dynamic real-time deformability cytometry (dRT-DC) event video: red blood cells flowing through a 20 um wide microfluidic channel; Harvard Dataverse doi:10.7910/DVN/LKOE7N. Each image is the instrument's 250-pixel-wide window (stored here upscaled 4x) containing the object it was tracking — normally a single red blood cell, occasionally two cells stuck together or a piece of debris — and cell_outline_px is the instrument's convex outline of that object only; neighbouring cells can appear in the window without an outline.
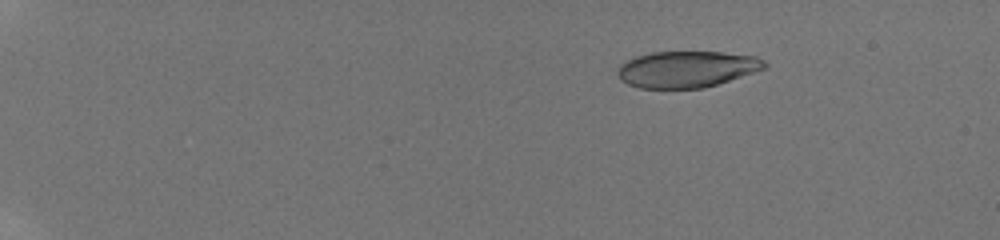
{"species": "human", "species_latin": "Homo sapiens", "temperature_condition": "room temperature", "stored_images_in_passage": 18, "camera_frame_rate_fps": 3000, "um_per_image_px": 0.085, "donor": {"sex": "male"}, "frame": {"image": 1, "passage_image": 1, "time_ms": 0.0, "image_size_px": [1000, 240], "cell_outline_px": [[768, 68], [704, 88], [640, 88], [628, 84], [620, 80], [616, 72], [620, 64], [624, 60], [636, 56], [652, 52], [724, 52], [756, 56], [764, 60], [768, 64]], "centroid_in_image_um": [58.38, 5.87], "position_along_channel_um": 26.6, "area_um2": 31.44}}
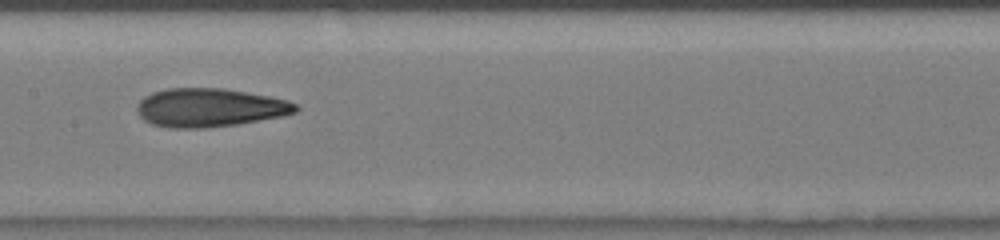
{"frame": {"image": 2, "passage_image": 14, "time_ms": 7.333, "image_size_px": [1000, 240], "cell_outline_px": [[300, 108], [296, 112], [284, 116], [236, 124], [204, 128], [168, 128], [152, 124], [144, 120], [136, 112], [136, 104], [144, 96], [152, 92], [168, 88], [224, 88], [268, 96], [288, 100], [296, 104]], "centroid_in_image_um": [17.8, 9.15], "position_along_channel_um": 189.6, "area_um2": 35.84}}
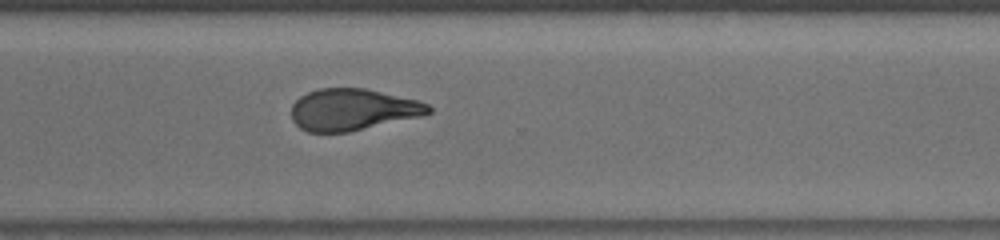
{"frame": {"image": 3, "passage_image": 18, "time_ms": 11.0, "image_size_px": [1000, 240], "cell_outline_px": [[432, 112], [420, 116], [348, 132], [308, 132], [300, 128], [292, 120], [292, 104], [300, 96], [308, 92], [320, 88], [364, 88], [416, 100], [428, 104], [432, 108]], "centroid_in_image_um": [29.95, 9.31], "position_along_channel_um": 340.7, "area_um2": 33.0}}